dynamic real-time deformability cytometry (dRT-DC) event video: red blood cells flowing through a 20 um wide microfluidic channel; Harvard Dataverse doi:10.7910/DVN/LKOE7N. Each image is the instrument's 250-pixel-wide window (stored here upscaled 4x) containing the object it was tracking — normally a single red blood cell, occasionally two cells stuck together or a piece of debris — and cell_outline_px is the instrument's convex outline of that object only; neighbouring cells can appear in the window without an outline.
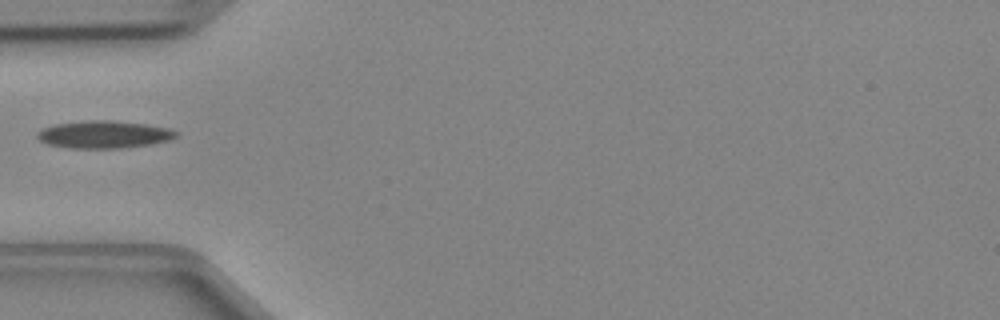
{"species": "Egyptian fruit bat (a non-hibernating species)", "species_latin": "Rousettus aegyptiacus", "temperature_condition": "cold", "stored_images_in_passage": 33, "camera_frame_rate_fps": 3000, "um_per_image_px": 0.085, "animal": {"sex": "female"}, "frame": {"image": 1, "passage_image": 1, "time_ms": 0.0, "image_size_px": [1000, 320], "cell_outline_px": [[180, 132], [172, 140], [152, 144], [124, 148], [68, 148], [48, 144], [40, 140], [36, 136], [36, 132], [40, 128], [56, 124], [84, 120], [112, 120], [144, 124], [168, 128]], "centroid_in_image_um": [8.83, 11.43], "position_along_channel_um": 76.2, "area_um2": 22.48}}
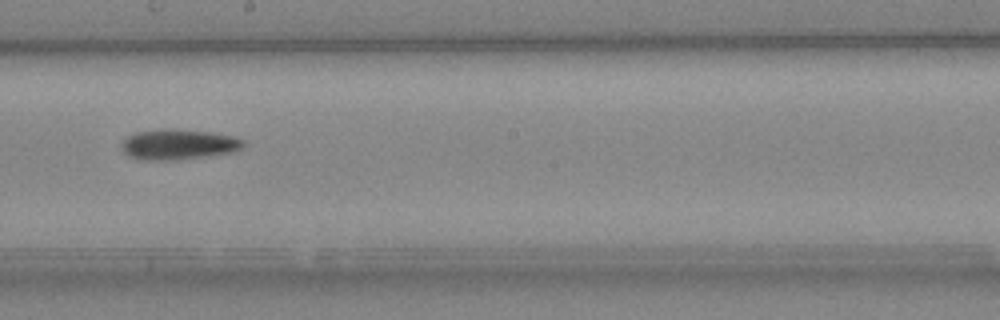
{"frame": {"image": 2, "passage_image": 12, "time_ms": 3.667, "image_size_px": [1000, 320], "cell_outline_px": [[244, 148], [232, 152], [208, 156], [172, 160], [144, 160], [128, 156], [120, 148], [120, 144], [128, 136], [136, 132], [160, 128], [212, 132], [236, 136], [244, 140]], "centroid_in_image_um": [15.17, 12.27], "position_along_channel_um": 233.0, "area_um2": 21.79}}
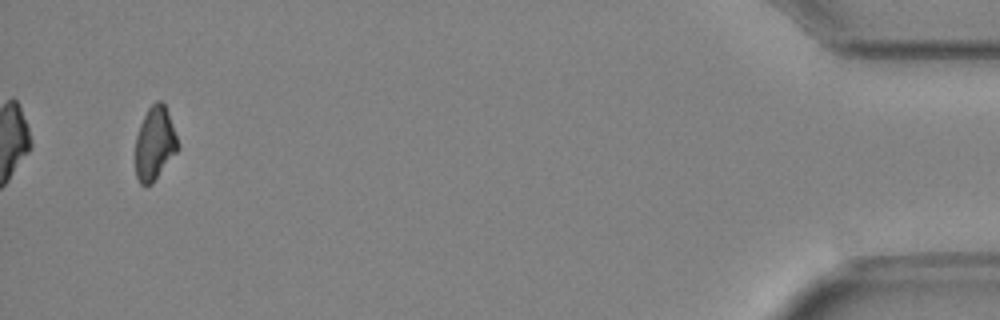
{"frame": {"image": 3, "passage_image": 31, "time_ms": 10.0, "image_size_px": [1000, 320], "cell_outline_px": [[180, 148], [152, 184], [140, 184], [136, 176], [136, 136], [140, 124], [148, 108], [156, 100], [160, 100], [164, 104], [180, 144]], "centroid_in_image_um": [13.17, 12.2], "position_along_channel_um": 422.0, "area_um2": 18.09}}